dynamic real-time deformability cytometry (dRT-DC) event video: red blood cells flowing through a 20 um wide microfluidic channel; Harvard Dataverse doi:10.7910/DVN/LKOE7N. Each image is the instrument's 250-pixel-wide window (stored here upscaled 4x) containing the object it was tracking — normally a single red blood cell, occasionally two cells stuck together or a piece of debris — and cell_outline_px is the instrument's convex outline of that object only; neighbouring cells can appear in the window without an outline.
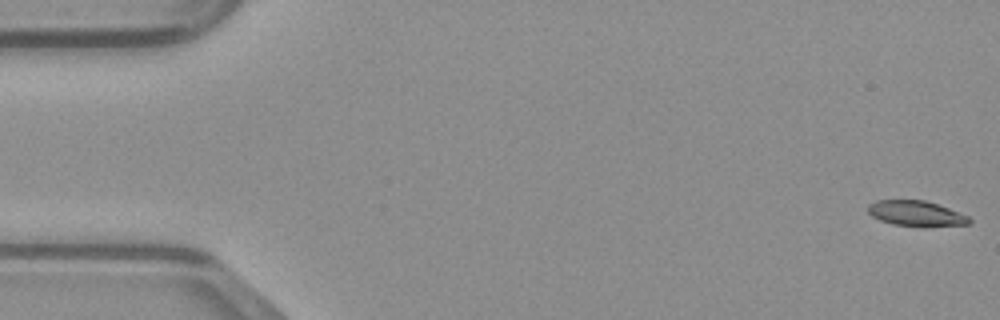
{"species": "common noctule bat (a hibernating species)", "species_latin": "Nyctalus noctula", "temperature_condition": "warm", "stored_images_in_passage": 49, "camera_frame_rate_fps": 3000, "um_per_image_px": 0.085, "animal": {"sex": "male", "body_mass_g": 23.1, "forearm_length_mm": 52.7}, "frame": {"image": 1, "passage_image": 1, "time_ms": 0.0, "image_size_px": [1000, 320], "cell_outline_px": [[972, 220], [968, 224], [924, 228], [892, 224], [880, 220], [872, 216], [868, 212], [868, 204], [876, 200], [924, 200], [948, 208], [968, 216]], "centroid_in_image_um": [77.86, 18.17], "position_along_channel_um": 7.1, "area_um2": 15.2}}
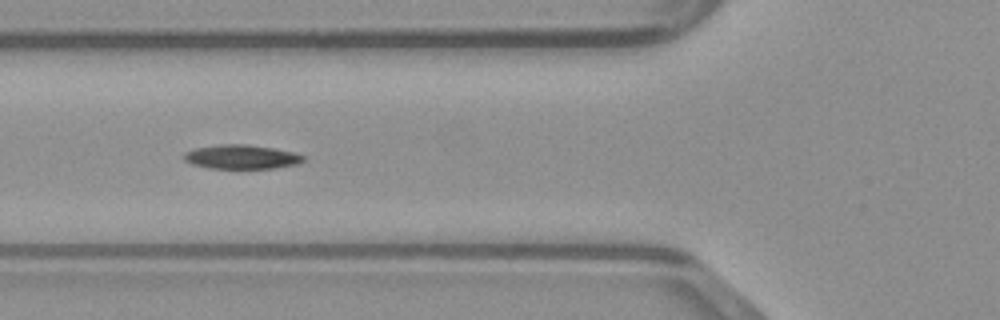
{"frame": {"image": 2, "passage_image": 18, "time_ms": 5.667, "image_size_px": [1000, 320], "cell_outline_px": [[304, 160], [296, 164], [276, 168], [208, 168], [192, 164], [184, 160], [184, 152], [196, 148], [220, 144], [248, 144], [272, 148], [292, 152], [304, 156]], "centroid_in_image_um": [20.49, 13.33], "position_along_channel_um": 105.3, "area_um2": 16.65}}
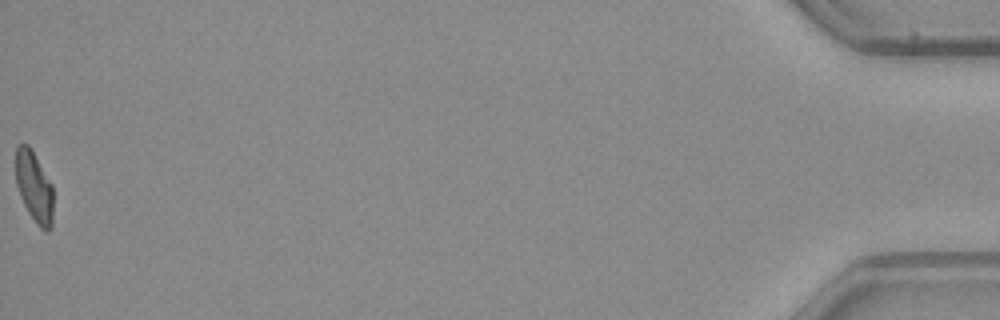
{"frame": {"image": 3, "passage_image": 49, "time_ms": 16.0, "image_size_px": [1000, 320], "cell_outline_px": [[52, 228], [48, 232], [44, 232], [36, 224], [28, 212], [20, 196], [16, 184], [16, 148], [20, 144], [28, 144], [52, 184]], "centroid_in_image_um": [2.9, 15.93], "position_along_channel_um": 432.3, "area_um2": 15.43}}